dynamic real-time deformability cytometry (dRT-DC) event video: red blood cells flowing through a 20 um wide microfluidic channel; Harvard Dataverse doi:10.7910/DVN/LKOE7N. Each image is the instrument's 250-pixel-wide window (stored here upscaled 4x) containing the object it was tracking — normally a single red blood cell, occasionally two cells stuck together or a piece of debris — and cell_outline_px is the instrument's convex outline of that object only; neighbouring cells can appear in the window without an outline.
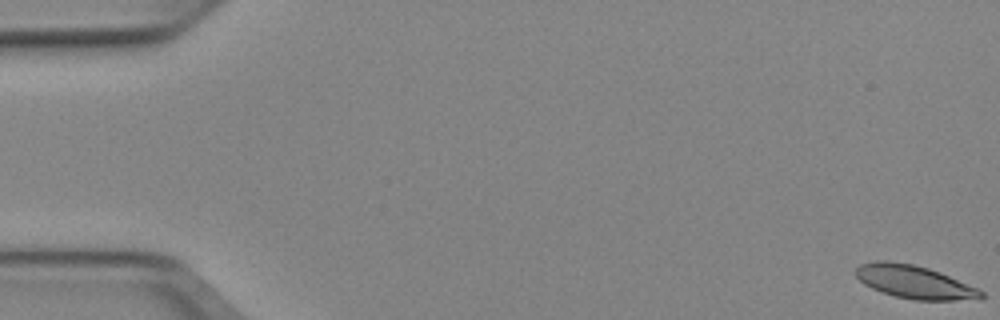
{"species": "Egyptian fruit bat (a non-hibernating species)", "species_latin": "Rousettus aegyptiacus", "temperature_condition": "cold", "stored_images_in_passage": 15, "camera_frame_rate_fps": 3000, "um_per_image_px": 0.085, "animal": {"sex": "female"}, "frame": {"image": 1, "passage_image": 1, "time_ms": 0.0, "image_size_px": [1000, 320], "cell_outline_px": [[984, 296], [956, 300], [912, 300], [896, 296], [872, 288], [864, 284], [852, 272], [860, 264], [876, 260], [888, 260], [912, 264], [928, 268], [940, 272], [980, 288], [984, 292]], "centroid_in_image_um": [77.69, 23.94], "position_along_channel_um": 7.3, "area_um2": 24.16}}
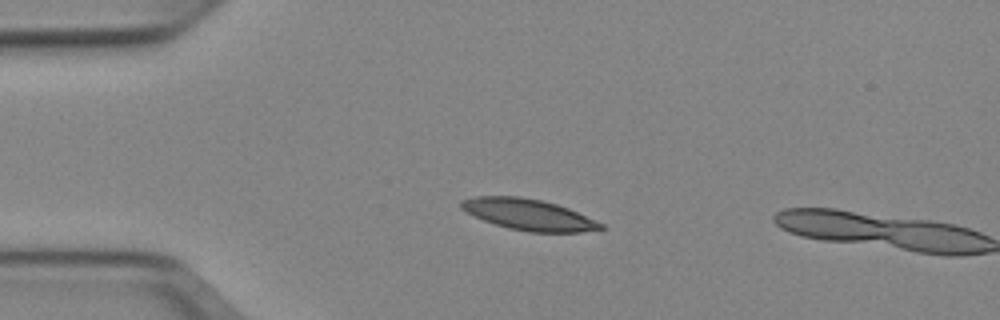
{"frame": {"image": 2, "passage_image": 13, "time_ms": 4.0, "image_size_px": [1000, 320], "cell_outline_px": [[604, 228], [580, 232], [528, 232], [508, 228], [484, 220], [460, 208], [460, 200], [476, 196], [520, 196], [540, 200], [556, 204], [568, 208], [604, 224]], "centroid_in_image_um": [44.92, 18.23], "position_along_channel_um": 40.1, "area_um2": 25.03}}